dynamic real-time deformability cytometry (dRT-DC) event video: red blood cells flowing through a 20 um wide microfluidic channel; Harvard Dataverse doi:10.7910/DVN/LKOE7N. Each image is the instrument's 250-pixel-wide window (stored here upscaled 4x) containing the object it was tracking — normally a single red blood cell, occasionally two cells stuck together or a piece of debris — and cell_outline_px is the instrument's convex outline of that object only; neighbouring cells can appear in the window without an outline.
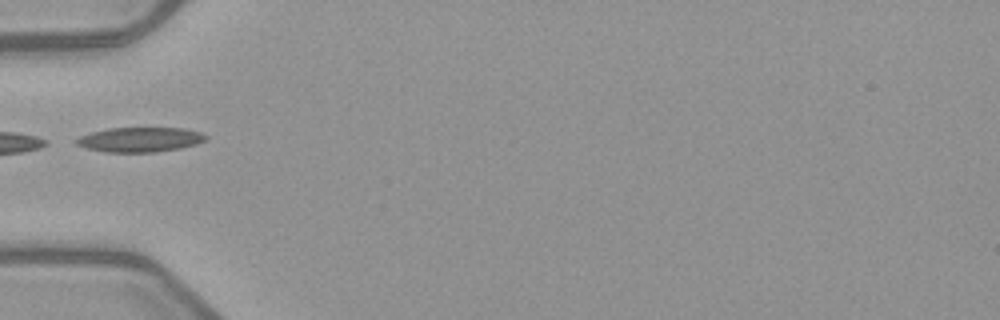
{"species": "common noctule bat (a hibernating species)", "species_latin": "Nyctalus noctula", "temperature_condition": "warm", "stored_images_in_passage": 7, "segment_of_instrument_passage": [2, 2], "camera_frame_rate_fps": 3000, "um_per_image_px": 0.085, "animal": {"sex": "female", "body_mass_g": 21.9}, "frame": {"image": 1, "passage_image": 6, "time_ms": 6.0, "image_size_px": [1000, 320], "cell_outline_px": [[208, 140], [196, 144], [180, 148], [156, 152], [104, 152], [88, 148], [76, 144], [72, 140], [80, 136], [92, 132], [108, 128], [184, 128], [200, 132], [208, 136]], "centroid_in_image_um": [11.91, 11.86], "position_along_channel_um": 73.1, "area_um2": 18.73}}
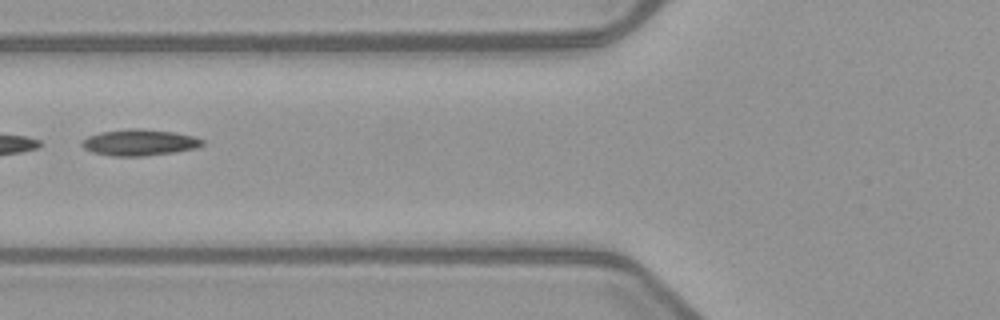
{"frame": {"image": 2, "passage_image": 7, "time_ms": 7.0, "image_size_px": [1000, 320], "cell_outline_px": [[204, 144], [196, 148], [176, 152], [144, 156], [112, 156], [92, 152], [84, 148], [80, 144], [80, 140], [88, 136], [100, 132], [128, 128], [140, 128], [172, 132], [196, 136], [204, 140]], "centroid_in_image_um": [11.84, 12.11], "position_along_channel_um": 114.0, "area_um2": 18.67}}